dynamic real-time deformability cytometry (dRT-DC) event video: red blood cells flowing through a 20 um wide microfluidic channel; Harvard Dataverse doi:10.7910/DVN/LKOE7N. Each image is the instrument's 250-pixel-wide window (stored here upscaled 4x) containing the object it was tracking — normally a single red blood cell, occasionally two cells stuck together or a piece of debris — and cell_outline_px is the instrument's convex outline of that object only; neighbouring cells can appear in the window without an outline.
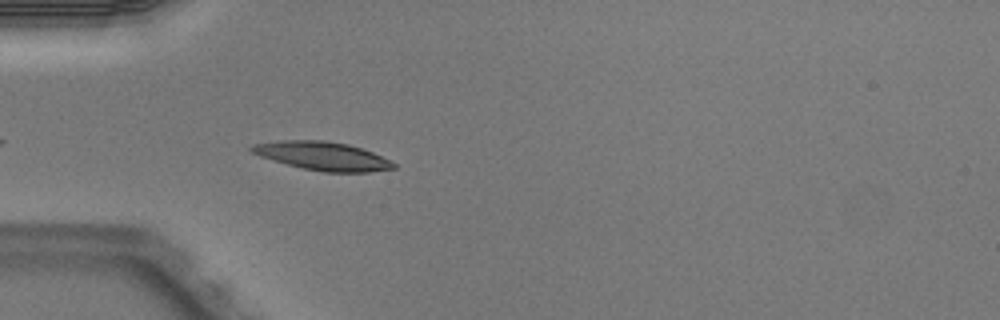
{"species": "Egyptian fruit bat (a non-hibernating species)", "species_latin": "Rousettus aegyptiacus", "temperature_condition": "warm", "stored_images_in_passage": 4, "camera_frame_rate_fps": 3000, "um_per_image_px": 0.085, "animal": {"sex": "male"}, "frame": {"image": 1, "passage_image": 4, "time_ms": 1.0, "image_size_px": [1000, 320], "cell_outline_px": [[396, 168], [368, 172], [324, 172], [304, 168], [288, 164], [260, 156], [252, 152], [248, 148], [256, 144], [280, 140], [324, 140], [348, 144], [372, 152], [396, 164]], "centroid_in_image_um": [27.43, 13.25], "position_along_channel_um": 57.6, "area_um2": 23.18}}